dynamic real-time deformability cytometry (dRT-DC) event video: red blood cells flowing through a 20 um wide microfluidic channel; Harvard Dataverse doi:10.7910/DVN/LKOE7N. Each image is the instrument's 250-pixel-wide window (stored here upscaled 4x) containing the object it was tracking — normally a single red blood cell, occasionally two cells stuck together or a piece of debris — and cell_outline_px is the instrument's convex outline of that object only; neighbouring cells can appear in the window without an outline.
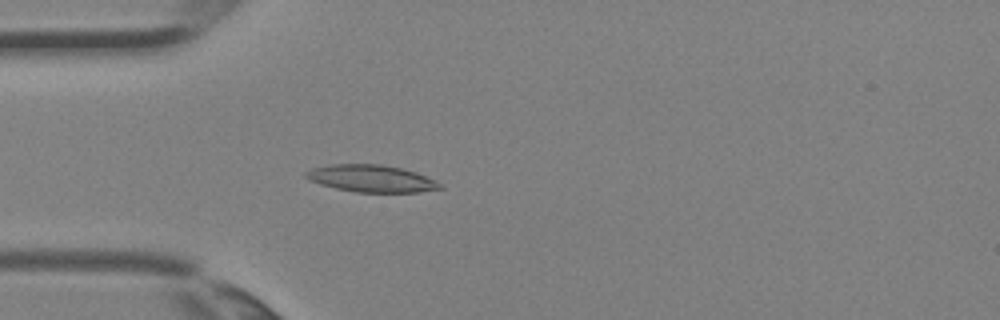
{"species": "Egyptian fruit bat (a non-hibernating species)", "species_latin": "Rousettus aegyptiacus", "temperature_condition": "room temperature", "stored_images_in_passage": 3, "camera_frame_rate_fps": 3000, "um_per_image_px": 0.085, "animal": {"sex": "female"}, "frame": {"image": 1, "passage_image": 3, "time_ms": 0.667, "image_size_px": [1000, 320], "cell_outline_px": [[444, 188], [420, 192], [356, 192], [336, 188], [320, 184], [308, 180], [304, 176], [304, 172], [312, 168], [328, 164], [380, 164], [400, 168], [416, 172], [436, 180]], "centroid_in_image_um": [31.54, 15.17], "position_along_channel_um": 53.5, "area_um2": 21.27}}